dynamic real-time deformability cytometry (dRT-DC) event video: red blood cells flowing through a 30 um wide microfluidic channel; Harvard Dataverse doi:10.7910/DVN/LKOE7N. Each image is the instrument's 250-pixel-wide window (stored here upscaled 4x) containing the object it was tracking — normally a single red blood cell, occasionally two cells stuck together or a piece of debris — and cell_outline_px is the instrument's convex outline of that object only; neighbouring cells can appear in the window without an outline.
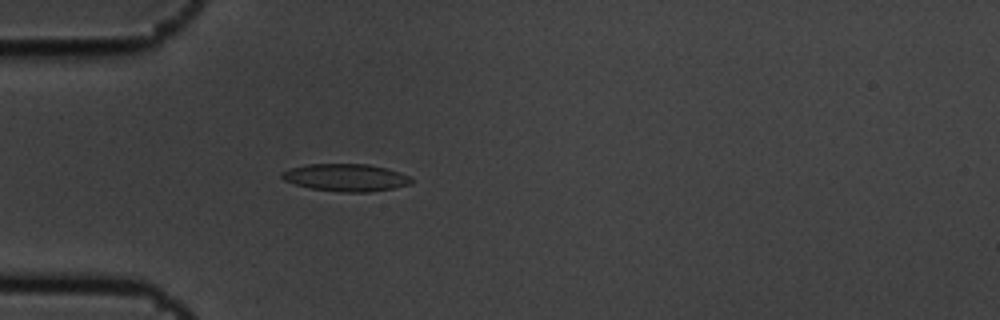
{"species": "common noctule bat (a hibernating species)", "species_latin": "Nyctalus noctula", "temperature_condition": "cold", "stored_images_in_passage": 2, "camera_frame_rate_fps": 3000, "um_per_image_px": 0.085, "animal": {"sex": "male", "body_mass_g": 19.5, "forearm_length_mm": 54.6}, "frame": {"image": 1, "passage_image": 2, "time_ms": 0.333, "image_size_px": [1000, 320], "cell_outline_px": [[412, 184], [392, 188], [368, 192], [340, 192], [312, 188], [296, 184], [284, 180], [280, 176], [280, 172], [292, 168], [308, 164], [368, 164], [388, 168], [400, 172], [408, 176], [412, 180]], "centroid_in_image_um": [29.41, 15.08], "position_along_channel_um": 55.6, "area_um2": 20.58}}